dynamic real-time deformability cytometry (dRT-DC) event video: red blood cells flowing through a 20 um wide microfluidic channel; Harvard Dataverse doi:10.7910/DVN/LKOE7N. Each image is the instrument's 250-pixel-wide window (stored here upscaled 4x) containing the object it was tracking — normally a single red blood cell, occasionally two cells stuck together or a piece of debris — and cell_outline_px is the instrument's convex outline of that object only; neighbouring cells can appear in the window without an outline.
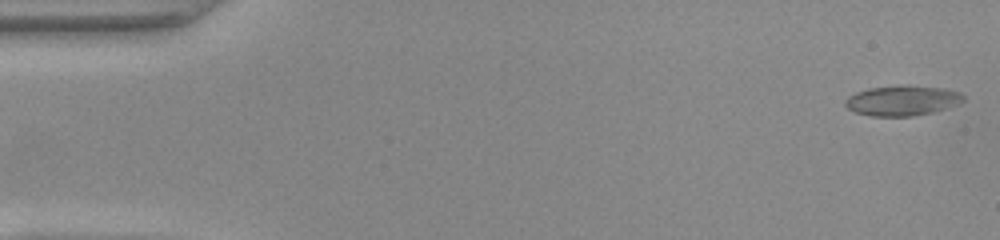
{"species": "common noctule bat (a hibernating species)", "species_latin": "Nyctalus noctula", "temperature_condition": "warm", "stored_images_in_passage": 51, "camera_frame_rate_fps": 3000, "um_per_image_px": 0.085, "animal": {"sex": "female", "body_mass_g": 22.0, "forearm_length_mm": 56.7}, "frame": {"image": 1, "passage_image": 1, "time_ms": 0.0, "image_size_px": [1000, 240], "cell_outline_px": [[964, 100], [956, 104], [932, 112], [912, 116], [872, 116], [856, 112], [848, 108], [844, 104], [844, 100], [848, 96], [856, 92], [868, 88], [900, 84], [908, 84], [944, 88], [960, 92], [964, 96]], "centroid_in_image_um": [76.67, 8.52], "position_along_channel_um": 8.3, "area_um2": 20.92}}
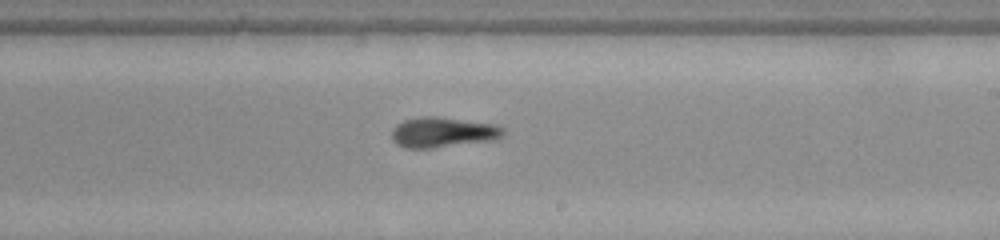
{"frame": {"image": 2, "passage_image": 30, "time_ms": 9.667, "image_size_px": [1000, 240], "cell_outline_px": [[504, 136], [496, 140], [432, 148], [404, 148], [396, 144], [392, 140], [392, 128], [396, 124], [404, 120], [424, 116], [436, 116], [496, 124], [504, 128]], "centroid_in_image_um": [37.65, 11.25], "position_along_channel_um": 251.3, "area_um2": 19.94}}
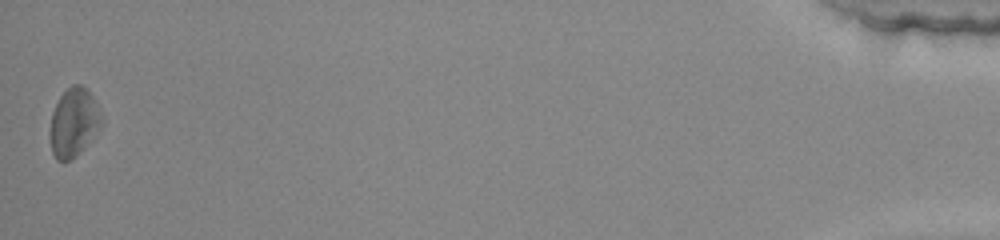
{"frame": {"image": 3, "passage_image": 51, "time_ms": 16.667, "image_size_px": [1000, 240], "cell_outline_px": [[104, 120], [100, 128], [76, 156], [68, 160], [56, 160], [52, 152], [52, 112], [60, 96], [72, 84], [80, 84], [92, 96]], "centroid_in_image_um": [6.3, 10.39], "position_along_channel_um": 428.9, "area_um2": 19.88}, "authors_computed_cell_mechanics": {"area_um2": 19.074, "velocity_mm_per_s": 3.9322, "shape_relaxation_time_tau1_ms": 6.0599, "shape_relaxation_time_tau2_ms": 4.7438, "deformation_change_tau1": 0.1832, "deformation_change_tau2": 0.147}}